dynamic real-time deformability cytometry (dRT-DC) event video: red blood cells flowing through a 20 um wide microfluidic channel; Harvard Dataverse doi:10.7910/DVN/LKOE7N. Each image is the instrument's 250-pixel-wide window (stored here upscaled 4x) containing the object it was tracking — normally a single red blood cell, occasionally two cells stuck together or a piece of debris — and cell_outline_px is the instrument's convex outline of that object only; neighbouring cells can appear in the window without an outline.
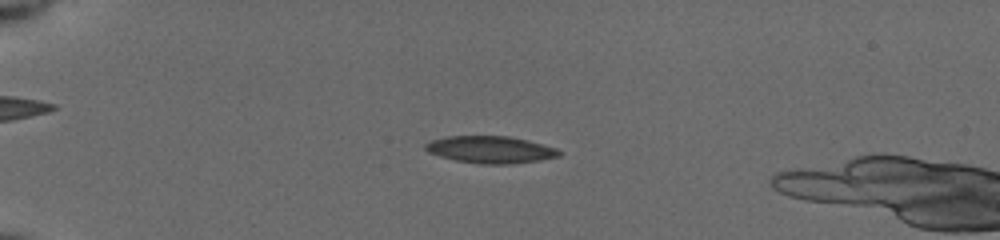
{"species": "common noctule bat (a hibernating species)", "species_latin": "Nyctalus noctula", "temperature_condition": "cold", "stored_images_in_passage": 40, "camera_frame_rate_fps": 3000, "um_per_image_px": 0.085, "animal": {"sex": "female", "body_mass_g": 19.5, "forearm_length_mm": 54.1}, "frame": {"image": 1, "passage_image": 1, "time_ms": 0.0, "image_size_px": [1000, 240], "cell_outline_px": [[560, 156], [540, 160], [504, 164], [480, 164], [456, 160], [440, 156], [428, 152], [424, 148], [424, 144], [432, 140], [448, 136], [508, 136], [556, 148], [560, 152]], "centroid_in_image_um": [41.64, 12.72], "position_along_channel_um": 43.4, "area_um2": 20.75}}
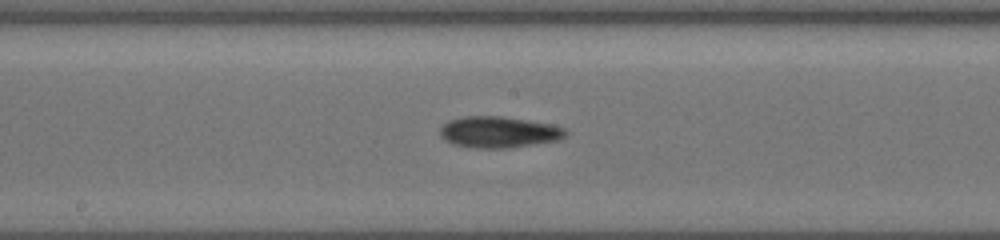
{"frame": {"image": 2, "passage_image": 17, "time_ms": 5.333, "image_size_px": [1000, 240], "cell_outline_px": [[568, 132], [560, 140], [508, 148], [472, 148], [452, 144], [444, 140], [440, 136], [440, 128], [448, 120], [464, 116], [500, 116], [548, 124], [564, 128]], "centroid_in_image_um": [42.34, 11.24], "position_along_channel_um": 205.9, "area_um2": 22.83}}
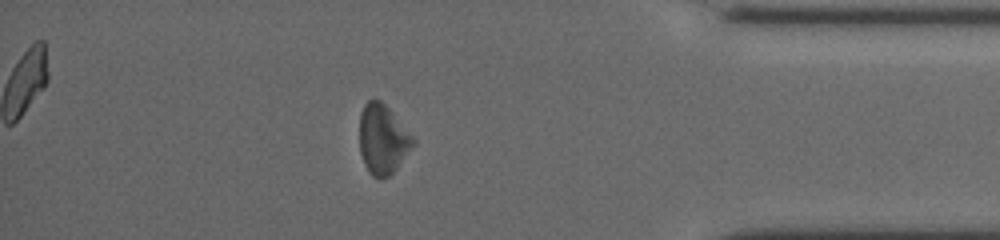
{"frame": {"image": 3, "passage_image": 34, "time_ms": 11.0, "image_size_px": [1000, 240], "cell_outline_px": [[416, 140], [396, 168], [388, 176], [380, 180], [372, 176], [368, 172], [364, 164], [360, 152], [360, 112], [364, 104], [368, 100], [380, 100], [388, 108]], "centroid_in_image_um": [32.49, 11.85], "position_along_channel_um": 402.7, "area_um2": 21.39}}